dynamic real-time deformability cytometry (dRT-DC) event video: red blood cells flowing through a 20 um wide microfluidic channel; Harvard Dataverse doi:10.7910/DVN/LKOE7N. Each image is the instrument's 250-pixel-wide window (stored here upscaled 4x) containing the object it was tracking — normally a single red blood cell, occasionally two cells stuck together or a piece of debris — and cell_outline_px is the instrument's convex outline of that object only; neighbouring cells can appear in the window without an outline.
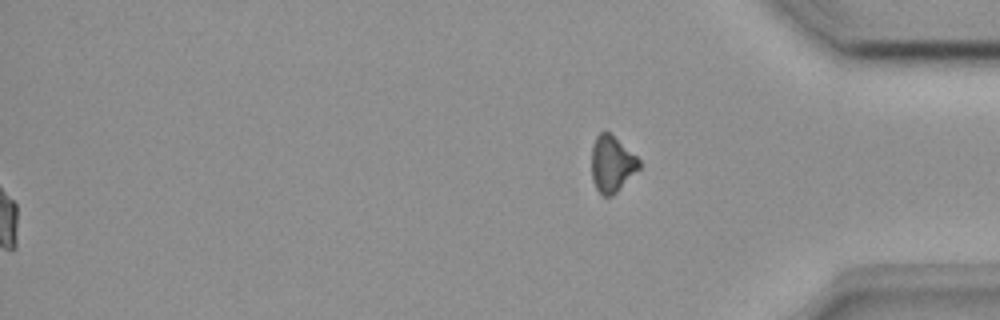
{"species": "common noctule bat (a hibernating species)", "species_latin": "Nyctalus noctula", "temperature_condition": "room temperature", "stored_images_in_passage": 35, "segment_of_instrument_passage": [2, 2], "camera_frame_rate_fps": 3000, "um_per_image_px": 0.085, "animal": {"sex": "female", "body_mass_g": 18.4}, "frame": {"image": 1, "passage_image": 35, "time_ms": 11.333, "image_size_px": [1000, 320], "cell_outline_px": [[640, 168], [612, 196], [604, 196], [596, 188], [592, 180], [592, 144], [596, 136], [604, 128], [636, 156], [640, 160]], "centroid_in_image_um": [51.99, 13.92], "position_along_channel_um": 383.2, "area_um2": 15.49}}